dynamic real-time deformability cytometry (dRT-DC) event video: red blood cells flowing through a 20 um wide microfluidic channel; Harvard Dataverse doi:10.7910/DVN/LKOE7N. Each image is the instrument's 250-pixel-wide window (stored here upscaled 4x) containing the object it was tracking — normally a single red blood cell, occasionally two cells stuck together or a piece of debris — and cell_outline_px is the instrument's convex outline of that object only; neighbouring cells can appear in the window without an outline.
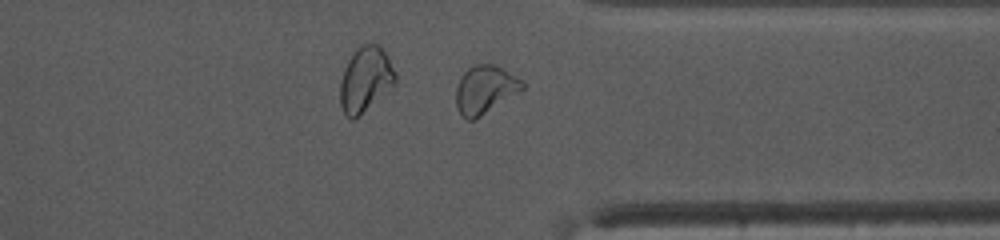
{"species": "common noctule bat (a hibernating species)", "species_latin": "Nyctalus noctula", "temperature_condition": "warm", "stored_images_in_passage": 35, "camera_frame_rate_fps": 3000, "um_per_image_px": 0.085, "animal": {"sex": "female", "body_mass_g": 10.0, "forearm_length_mm": 53.1}, "frame": {"image": 1, "passage_image": 25, "time_ms": 8.0, "image_size_px": [1000, 240], "cell_outline_px": [[524, 88], [480, 116], [472, 120], [468, 120], [460, 116], [456, 108], [456, 88], [460, 76], [472, 64], [496, 64], [516, 76], [524, 84]], "centroid_in_image_um": [41.17, 7.6], "position_along_channel_um": 370.2, "area_um2": 18.5}, "authors_computed_cell_mechanics": {"area_um2": 17.1088, "velocity_mm_per_s": 4.1066, "shape_relaxation_time_tau1_ms": 8.4672, "shape_relaxation_time_tau2_ms": 1.0494, "deformation_change_tau1": 0.1806, "deformation_change_tau2": 0.0688}}